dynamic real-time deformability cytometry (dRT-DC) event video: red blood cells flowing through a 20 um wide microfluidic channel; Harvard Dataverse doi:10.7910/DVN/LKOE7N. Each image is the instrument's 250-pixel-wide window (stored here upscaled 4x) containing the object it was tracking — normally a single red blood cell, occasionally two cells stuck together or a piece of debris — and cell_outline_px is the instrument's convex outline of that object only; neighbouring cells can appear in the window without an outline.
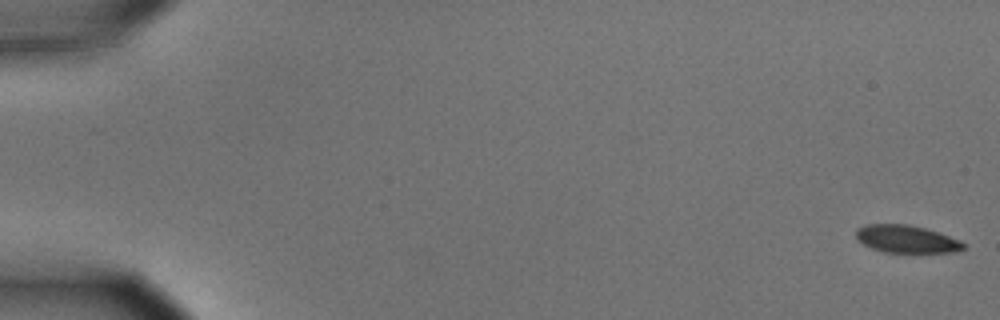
{"species": "common noctule bat (a hibernating species)", "species_latin": "Nyctalus noctula", "temperature_condition": "cold", "stored_images_in_passage": 56, "camera_frame_rate_fps": 3000, "um_per_image_px": 0.085, "animal": {"sex": "male", "body_mass_g": 15.6}, "frame": {"image": 1, "passage_image": 1, "time_ms": 0.0, "image_size_px": [1000, 320], "cell_outline_px": [[964, 248], [956, 252], [884, 252], [872, 248], [864, 244], [856, 236], [856, 228], [864, 224], [908, 224], [924, 228], [960, 240], [964, 244]], "centroid_in_image_um": [77.02, 20.31], "position_along_channel_um": 8.0, "area_um2": 17.05}}
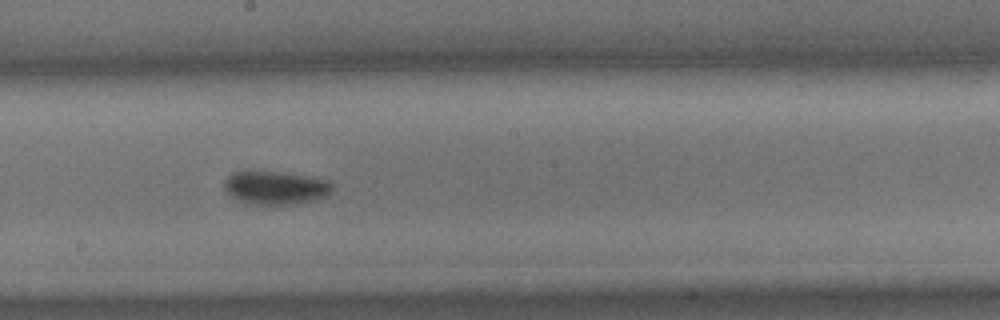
{"frame": {"image": 2, "passage_image": 32, "time_ms": 10.333, "image_size_px": [1000, 320], "cell_outline_px": [[332, 188], [328, 196], [316, 200], [276, 208], [272, 208], [244, 204], [232, 196], [224, 188], [224, 180], [232, 172], [280, 172], [328, 180], [332, 184]], "centroid_in_image_um": [23.41, 16.03], "position_along_channel_um": 224.8, "area_um2": 21.68}}
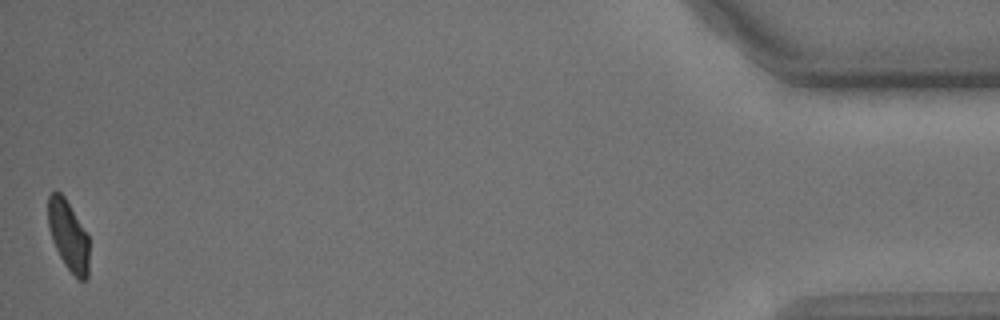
{"frame": {"image": 3, "passage_image": 56, "time_ms": 18.333, "image_size_px": [1000, 320], "cell_outline_px": [[88, 276], [84, 280], [80, 280], [64, 264], [52, 240], [48, 228], [48, 196], [52, 192], [60, 192], [64, 196], [88, 236]], "centroid_in_image_um": [5.79, 20.01], "position_along_channel_um": 429.4, "area_um2": 16.42}, "authors_computed_cell_mechanics": {"area_um2": 19.1896, "velocity_mm_per_s": 3.6159, "shape_relaxation_time_tau1_ms": 2.1007, "shape_relaxation_time_tau2_ms": 5.6537, "deformation_change_tau1": 0.0912, "deformation_change_tau2": 0.0495}}